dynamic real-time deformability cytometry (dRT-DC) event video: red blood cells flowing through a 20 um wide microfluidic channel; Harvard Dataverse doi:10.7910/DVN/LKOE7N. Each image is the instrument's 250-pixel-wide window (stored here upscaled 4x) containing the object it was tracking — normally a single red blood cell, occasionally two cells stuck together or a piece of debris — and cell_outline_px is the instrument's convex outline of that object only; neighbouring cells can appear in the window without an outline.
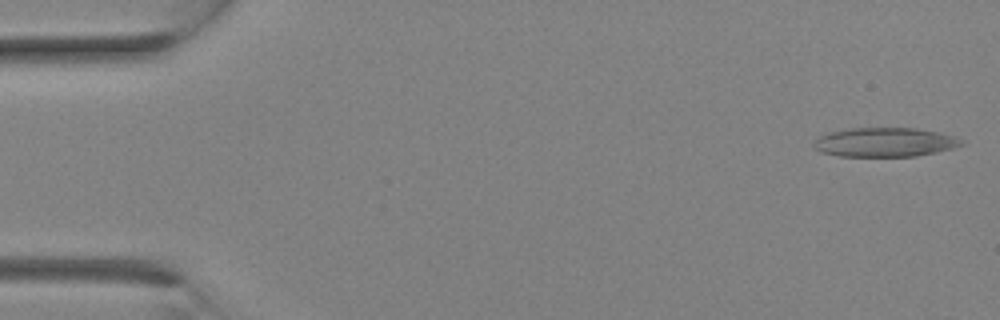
{"species": "Egyptian fruit bat (a non-hibernating species)", "species_latin": "Rousettus aegyptiacus", "temperature_condition": "room temperature", "stored_images_in_passage": 7, "camera_frame_rate_fps": 3000, "um_per_image_px": 0.085, "animal": {"sex": "female"}, "frame": {"image": 1, "passage_image": 1, "time_ms": 0.0, "image_size_px": [1000, 320], "cell_outline_px": [[964, 144], [952, 148], [936, 152], [916, 156], [840, 156], [820, 152], [812, 144], [820, 136], [832, 132], [852, 128], [916, 128], [940, 132], [956, 136], [964, 140]], "centroid_in_image_um": [75.27, 12.09], "position_along_channel_um": 9.7, "area_um2": 25.03}}